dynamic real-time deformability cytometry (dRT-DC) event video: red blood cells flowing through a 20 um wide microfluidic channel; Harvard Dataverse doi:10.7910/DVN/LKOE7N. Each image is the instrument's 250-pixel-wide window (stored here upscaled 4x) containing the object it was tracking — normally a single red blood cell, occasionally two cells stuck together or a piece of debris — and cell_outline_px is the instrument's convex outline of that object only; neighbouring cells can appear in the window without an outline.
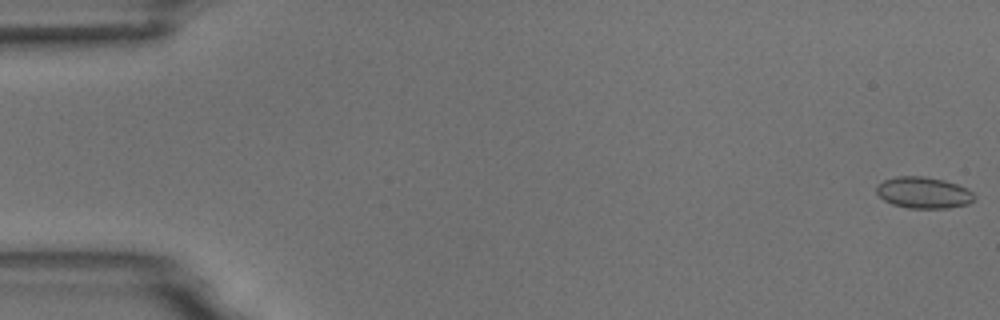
{"species": "common noctule bat (a hibernating species)", "species_latin": "Nyctalus noctula", "temperature_condition": "room temperature", "stored_images_in_passage": 8, "camera_frame_rate_fps": 3000, "um_per_image_px": 0.085, "animal": {"sex": "male", "body_mass_g": 18.8}, "frame": {"image": 1, "passage_image": 1, "time_ms": 0.0, "image_size_px": [1000, 320], "cell_outline_px": [[976, 200], [968, 204], [948, 208], [908, 208], [892, 204], [884, 200], [876, 192], [876, 184], [884, 180], [896, 176], [924, 176], [944, 180], [968, 188], [976, 196]], "centroid_in_image_um": [78.51, 16.37], "position_along_channel_um": 6.5, "area_um2": 18.09}}